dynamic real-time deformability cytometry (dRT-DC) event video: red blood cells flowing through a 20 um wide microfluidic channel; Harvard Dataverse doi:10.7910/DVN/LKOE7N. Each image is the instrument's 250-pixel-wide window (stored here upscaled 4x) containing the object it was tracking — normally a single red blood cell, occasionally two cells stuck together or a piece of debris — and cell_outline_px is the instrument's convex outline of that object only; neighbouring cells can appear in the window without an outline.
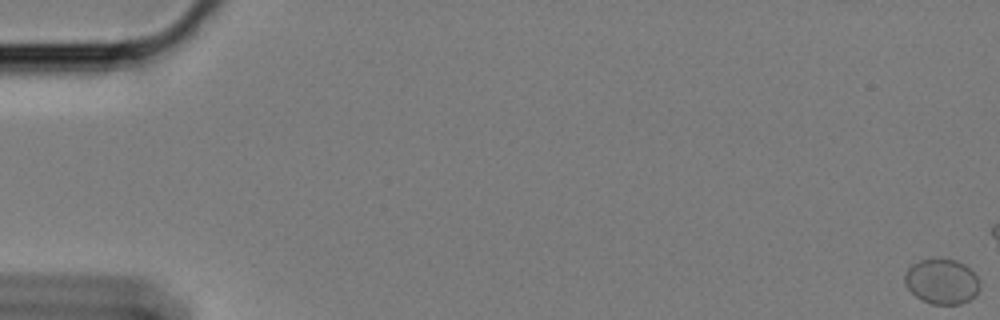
{"species": "Egyptian fruit bat (a non-hibernating species)", "species_latin": "Rousettus aegyptiacus", "temperature_condition": "cold", "stored_images_in_passage": 18, "camera_frame_rate_fps": 3000, "um_per_image_px": 0.085, "animal": {"sex": "female"}, "frame": {"image": 1, "passage_image": 1, "time_ms": 0.0, "image_size_px": [1000, 320], "cell_outline_px": [[980, 288], [976, 296], [960, 304], [932, 304], [920, 300], [908, 288], [904, 280], [904, 276], [908, 268], [912, 264], [920, 260], [956, 260], [964, 264], [980, 280]], "centroid_in_image_um": [80.06, 23.95], "position_along_channel_um": 4.9, "area_um2": 19.59}}